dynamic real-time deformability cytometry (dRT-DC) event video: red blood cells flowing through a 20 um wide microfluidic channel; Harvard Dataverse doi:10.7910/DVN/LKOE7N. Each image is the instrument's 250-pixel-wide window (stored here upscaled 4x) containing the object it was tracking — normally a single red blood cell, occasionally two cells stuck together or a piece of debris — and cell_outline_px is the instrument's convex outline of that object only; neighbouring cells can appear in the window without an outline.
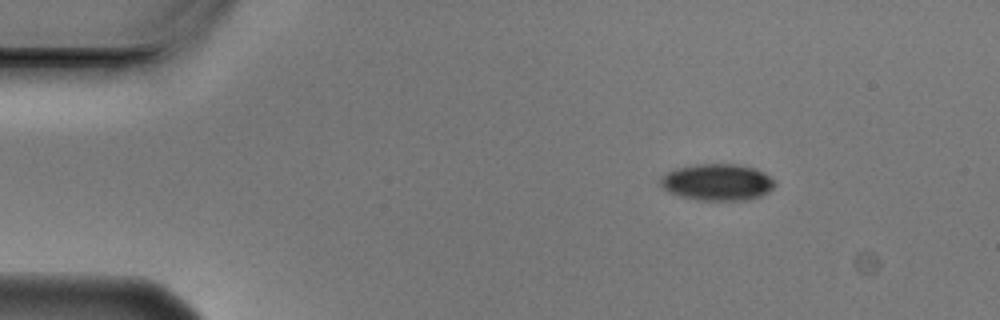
{"species": "Egyptian fruit bat (a non-hibernating species)", "species_latin": "Rousettus aegyptiacus", "temperature_condition": "cold", "stored_images_in_passage": 3, "camera_frame_rate_fps": 3000, "um_per_image_px": 0.085, "animal": {"sex": "male"}, "frame": {"image": 1, "passage_image": 1, "time_ms": 0.0, "image_size_px": [1000, 320], "cell_outline_px": [[776, 184], [768, 192], [760, 196], [748, 200], [700, 200], [680, 196], [668, 192], [660, 184], [660, 176], [676, 168], [696, 164], [736, 164], [756, 168], [764, 172], [776, 180]], "centroid_in_image_um": [60.99, 15.48], "position_along_channel_um": 24.0, "area_um2": 24.57}}